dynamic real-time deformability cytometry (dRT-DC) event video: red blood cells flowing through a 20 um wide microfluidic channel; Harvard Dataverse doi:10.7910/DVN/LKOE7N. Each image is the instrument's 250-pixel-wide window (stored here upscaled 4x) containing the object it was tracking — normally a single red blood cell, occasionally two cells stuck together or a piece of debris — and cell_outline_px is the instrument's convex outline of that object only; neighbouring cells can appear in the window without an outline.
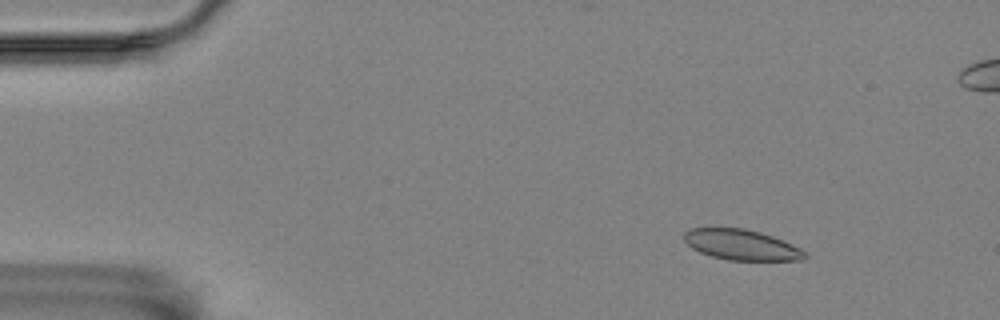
{"species": "Egyptian fruit bat (a non-hibernating species)", "species_latin": "Rousettus aegyptiacus", "temperature_condition": "room temperature", "stored_images_in_passage": 6, "camera_frame_rate_fps": 3000, "um_per_image_px": 0.085, "animal": {"sex": "female"}, "frame": {"image": 1, "passage_image": 3, "time_ms": 2.333, "image_size_px": [1000, 320], "cell_outline_px": [[808, 256], [804, 260], [728, 260], [712, 256], [700, 252], [692, 248], [684, 240], [684, 232], [692, 228], [744, 228], [760, 232], [772, 236], [800, 248], [808, 252]], "centroid_in_image_um": [63.05, 20.81], "position_along_channel_um": 22.0, "area_um2": 21.39}}